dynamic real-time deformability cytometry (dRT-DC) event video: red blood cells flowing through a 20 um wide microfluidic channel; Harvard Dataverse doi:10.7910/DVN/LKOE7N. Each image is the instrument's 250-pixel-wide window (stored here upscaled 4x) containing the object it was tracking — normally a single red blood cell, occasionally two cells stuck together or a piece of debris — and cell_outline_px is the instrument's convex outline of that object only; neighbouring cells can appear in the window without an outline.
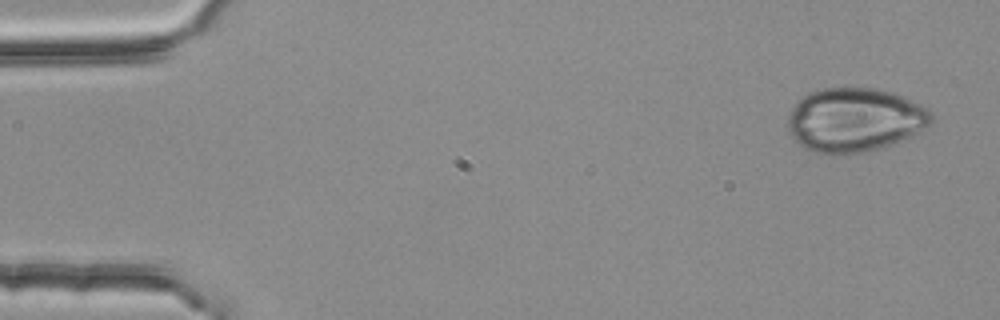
{"species": "common noctule bat (a hibernating species)", "species_latin": "Nyctalus noctula", "temperature_condition": "room temperature", "stored_images_in_passage": 5, "camera_frame_rate_fps": 3000, "um_per_image_px": 0.085, "animal": {"sex": "female", "body_mass_g": 25.1}, "frame": {"image": 1, "passage_image": 1, "time_ms": 0.0, "image_size_px": [1000, 320], "cell_outline_px": [[932, 124], [900, 140], [880, 148], [864, 152], [836, 156], [832, 156], [812, 152], [804, 148], [788, 132], [788, 112], [808, 92], [824, 88], [876, 88], [892, 92], [904, 96], [928, 108], [932, 112]], "centroid_in_image_um": [72.63, 10.2], "position_along_channel_um": 12.4, "area_um2": 53.81}}
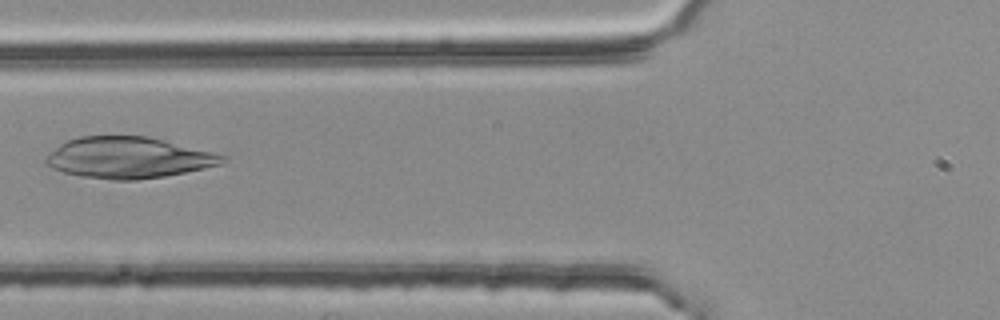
{"frame": {"image": 2, "passage_image": 5, "time_ms": 1.333, "image_size_px": [1000, 320], "cell_outline_px": [[228, 160], [220, 164], [204, 168], [164, 176], [136, 180], [112, 180], [80, 176], [64, 172], [52, 168], [44, 164], [44, 156], [60, 144], [68, 140], [80, 136], [148, 136], [228, 156]], "centroid_in_image_um": [10.88, 13.4], "position_along_channel_um": 114.9, "area_um2": 42.37}}